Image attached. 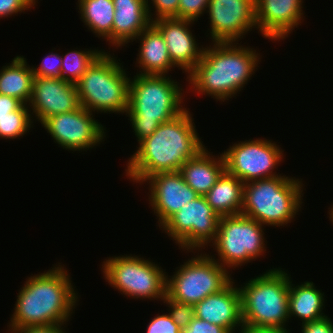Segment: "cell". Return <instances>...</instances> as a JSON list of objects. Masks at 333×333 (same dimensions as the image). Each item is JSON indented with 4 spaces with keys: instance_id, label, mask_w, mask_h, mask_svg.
Listing matches in <instances>:
<instances>
[{
    "instance_id": "6da1fadb",
    "label": "cell",
    "mask_w": 333,
    "mask_h": 333,
    "mask_svg": "<svg viewBox=\"0 0 333 333\" xmlns=\"http://www.w3.org/2000/svg\"><path fill=\"white\" fill-rule=\"evenodd\" d=\"M192 116L186 109L140 141L127 160L125 176L136 184H146L144 181L156 173L179 171L186 161L207 147L198 136Z\"/></svg>"
},
{
    "instance_id": "7a4b0ae2",
    "label": "cell",
    "mask_w": 333,
    "mask_h": 333,
    "mask_svg": "<svg viewBox=\"0 0 333 333\" xmlns=\"http://www.w3.org/2000/svg\"><path fill=\"white\" fill-rule=\"evenodd\" d=\"M60 264L26 279L17 294L8 330L67 324L71 319L79 297L67 268Z\"/></svg>"
},
{
    "instance_id": "3957f363",
    "label": "cell",
    "mask_w": 333,
    "mask_h": 333,
    "mask_svg": "<svg viewBox=\"0 0 333 333\" xmlns=\"http://www.w3.org/2000/svg\"><path fill=\"white\" fill-rule=\"evenodd\" d=\"M256 52L238 42L211 43L204 47L201 60L186 76L189 90L211 96L217 102L235 97L259 67L262 56Z\"/></svg>"
},
{
    "instance_id": "277c9868",
    "label": "cell",
    "mask_w": 333,
    "mask_h": 333,
    "mask_svg": "<svg viewBox=\"0 0 333 333\" xmlns=\"http://www.w3.org/2000/svg\"><path fill=\"white\" fill-rule=\"evenodd\" d=\"M167 75H134L129 84V117L139 143L150 136L161 123L176 118L187 108L183 106L184 89ZM183 92V93H182Z\"/></svg>"
},
{
    "instance_id": "5b68a950",
    "label": "cell",
    "mask_w": 333,
    "mask_h": 333,
    "mask_svg": "<svg viewBox=\"0 0 333 333\" xmlns=\"http://www.w3.org/2000/svg\"><path fill=\"white\" fill-rule=\"evenodd\" d=\"M303 186L302 179L286 175L244 183L241 214L264 226H287L301 211Z\"/></svg>"
},
{
    "instance_id": "8992f818",
    "label": "cell",
    "mask_w": 333,
    "mask_h": 333,
    "mask_svg": "<svg viewBox=\"0 0 333 333\" xmlns=\"http://www.w3.org/2000/svg\"><path fill=\"white\" fill-rule=\"evenodd\" d=\"M266 270L238 287L244 326L286 329L289 322V272Z\"/></svg>"
},
{
    "instance_id": "52a82bcc",
    "label": "cell",
    "mask_w": 333,
    "mask_h": 333,
    "mask_svg": "<svg viewBox=\"0 0 333 333\" xmlns=\"http://www.w3.org/2000/svg\"><path fill=\"white\" fill-rule=\"evenodd\" d=\"M121 65L114 53L104 51L75 83L80 106L96 114H125L131 77Z\"/></svg>"
},
{
    "instance_id": "ba28073f",
    "label": "cell",
    "mask_w": 333,
    "mask_h": 333,
    "mask_svg": "<svg viewBox=\"0 0 333 333\" xmlns=\"http://www.w3.org/2000/svg\"><path fill=\"white\" fill-rule=\"evenodd\" d=\"M137 255L105 259L101 271L108 284L124 297L162 301L166 297L167 272L159 264Z\"/></svg>"
},
{
    "instance_id": "9c48e42d",
    "label": "cell",
    "mask_w": 333,
    "mask_h": 333,
    "mask_svg": "<svg viewBox=\"0 0 333 333\" xmlns=\"http://www.w3.org/2000/svg\"><path fill=\"white\" fill-rule=\"evenodd\" d=\"M263 227L243 214L222 216L215 241L210 245L218 258L210 256L228 271L255 261L265 254L267 248Z\"/></svg>"
},
{
    "instance_id": "30bf717a",
    "label": "cell",
    "mask_w": 333,
    "mask_h": 333,
    "mask_svg": "<svg viewBox=\"0 0 333 333\" xmlns=\"http://www.w3.org/2000/svg\"><path fill=\"white\" fill-rule=\"evenodd\" d=\"M192 253L194 256L177 267L173 276L167 273L166 295L177 302L195 306L208 295L225 288L233 277L209 254L200 251L197 255L196 251Z\"/></svg>"
},
{
    "instance_id": "8fae6325",
    "label": "cell",
    "mask_w": 333,
    "mask_h": 333,
    "mask_svg": "<svg viewBox=\"0 0 333 333\" xmlns=\"http://www.w3.org/2000/svg\"><path fill=\"white\" fill-rule=\"evenodd\" d=\"M220 218L205 197L198 196L184 204L160 228L182 251H202L215 241Z\"/></svg>"
},
{
    "instance_id": "7c38bea8",
    "label": "cell",
    "mask_w": 333,
    "mask_h": 333,
    "mask_svg": "<svg viewBox=\"0 0 333 333\" xmlns=\"http://www.w3.org/2000/svg\"><path fill=\"white\" fill-rule=\"evenodd\" d=\"M284 150L271 140L256 138L234 143L222 152L225 170L243 183L280 176L274 171L284 159Z\"/></svg>"
},
{
    "instance_id": "4fadbf2b",
    "label": "cell",
    "mask_w": 333,
    "mask_h": 333,
    "mask_svg": "<svg viewBox=\"0 0 333 333\" xmlns=\"http://www.w3.org/2000/svg\"><path fill=\"white\" fill-rule=\"evenodd\" d=\"M95 115L84 107L53 115L41 126L59 146L67 151H87L100 145L106 138V128L96 120Z\"/></svg>"
},
{
    "instance_id": "5bb4252c",
    "label": "cell",
    "mask_w": 333,
    "mask_h": 333,
    "mask_svg": "<svg viewBox=\"0 0 333 333\" xmlns=\"http://www.w3.org/2000/svg\"><path fill=\"white\" fill-rule=\"evenodd\" d=\"M206 13L212 43L239 42L257 29L255 0H209Z\"/></svg>"
},
{
    "instance_id": "9a60e30c",
    "label": "cell",
    "mask_w": 333,
    "mask_h": 333,
    "mask_svg": "<svg viewBox=\"0 0 333 333\" xmlns=\"http://www.w3.org/2000/svg\"><path fill=\"white\" fill-rule=\"evenodd\" d=\"M144 182L150 184L148 200L158 218L159 229L184 204L199 196L187 185L179 171L156 173Z\"/></svg>"
},
{
    "instance_id": "2e32d148",
    "label": "cell",
    "mask_w": 333,
    "mask_h": 333,
    "mask_svg": "<svg viewBox=\"0 0 333 333\" xmlns=\"http://www.w3.org/2000/svg\"><path fill=\"white\" fill-rule=\"evenodd\" d=\"M28 106L38 122L80 107L76 84L49 77H34Z\"/></svg>"
},
{
    "instance_id": "e0dca14e",
    "label": "cell",
    "mask_w": 333,
    "mask_h": 333,
    "mask_svg": "<svg viewBox=\"0 0 333 333\" xmlns=\"http://www.w3.org/2000/svg\"><path fill=\"white\" fill-rule=\"evenodd\" d=\"M303 0H255V21L263 38L286 39L303 18Z\"/></svg>"
},
{
    "instance_id": "ac0fdd59",
    "label": "cell",
    "mask_w": 333,
    "mask_h": 333,
    "mask_svg": "<svg viewBox=\"0 0 333 333\" xmlns=\"http://www.w3.org/2000/svg\"><path fill=\"white\" fill-rule=\"evenodd\" d=\"M152 24L163 36L172 63L188 75L201 60L204 49L190 30L194 21L171 17L156 19Z\"/></svg>"
},
{
    "instance_id": "d6986e66",
    "label": "cell",
    "mask_w": 333,
    "mask_h": 333,
    "mask_svg": "<svg viewBox=\"0 0 333 333\" xmlns=\"http://www.w3.org/2000/svg\"><path fill=\"white\" fill-rule=\"evenodd\" d=\"M234 281L233 279L221 291L208 295L198 302L195 305V317L224 327L229 333H236V330L240 333L244 327L241 295Z\"/></svg>"
},
{
    "instance_id": "ffe728a7",
    "label": "cell",
    "mask_w": 333,
    "mask_h": 333,
    "mask_svg": "<svg viewBox=\"0 0 333 333\" xmlns=\"http://www.w3.org/2000/svg\"><path fill=\"white\" fill-rule=\"evenodd\" d=\"M114 21L112 25V47H124L135 40L151 23L147 0H112Z\"/></svg>"
},
{
    "instance_id": "44dd1931",
    "label": "cell",
    "mask_w": 333,
    "mask_h": 333,
    "mask_svg": "<svg viewBox=\"0 0 333 333\" xmlns=\"http://www.w3.org/2000/svg\"><path fill=\"white\" fill-rule=\"evenodd\" d=\"M140 41L136 67L140 75H169L176 66L168 54L166 43L160 31L151 23L133 41ZM141 67V68H140ZM142 69V70H141Z\"/></svg>"
},
{
    "instance_id": "7402d4cb",
    "label": "cell",
    "mask_w": 333,
    "mask_h": 333,
    "mask_svg": "<svg viewBox=\"0 0 333 333\" xmlns=\"http://www.w3.org/2000/svg\"><path fill=\"white\" fill-rule=\"evenodd\" d=\"M207 149L203 148L194 158L186 161L179 170L187 185L199 196H205L225 171L223 154L215 156Z\"/></svg>"
},
{
    "instance_id": "603a6c76",
    "label": "cell",
    "mask_w": 333,
    "mask_h": 333,
    "mask_svg": "<svg viewBox=\"0 0 333 333\" xmlns=\"http://www.w3.org/2000/svg\"><path fill=\"white\" fill-rule=\"evenodd\" d=\"M291 279L289 274V319L297 317L302 323H305L327 316L323 313L324 292L322 293V290L315 287L312 281L296 285L292 283Z\"/></svg>"
},
{
    "instance_id": "cb8c5ba5",
    "label": "cell",
    "mask_w": 333,
    "mask_h": 333,
    "mask_svg": "<svg viewBox=\"0 0 333 333\" xmlns=\"http://www.w3.org/2000/svg\"><path fill=\"white\" fill-rule=\"evenodd\" d=\"M244 183L226 170L204 196L207 203L220 216L241 214Z\"/></svg>"
},
{
    "instance_id": "d4e9b609",
    "label": "cell",
    "mask_w": 333,
    "mask_h": 333,
    "mask_svg": "<svg viewBox=\"0 0 333 333\" xmlns=\"http://www.w3.org/2000/svg\"><path fill=\"white\" fill-rule=\"evenodd\" d=\"M10 62L0 70V94L17 98L28 105L34 80L31 66L22 55Z\"/></svg>"
},
{
    "instance_id": "484cf974",
    "label": "cell",
    "mask_w": 333,
    "mask_h": 333,
    "mask_svg": "<svg viewBox=\"0 0 333 333\" xmlns=\"http://www.w3.org/2000/svg\"><path fill=\"white\" fill-rule=\"evenodd\" d=\"M80 19L89 31L112 44V25L114 21V4L112 0H78Z\"/></svg>"
},
{
    "instance_id": "4316f807",
    "label": "cell",
    "mask_w": 333,
    "mask_h": 333,
    "mask_svg": "<svg viewBox=\"0 0 333 333\" xmlns=\"http://www.w3.org/2000/svg\"><path fill=\"white\" fill-rule=\"evenodd\" d=\"M105 50L87 49L85 50H70L65 55H61V76L63 80L71 83H76L87 69L94 63V61Z\"/></svg>"
},
{
    "instance_id": "83f0119b",
    "label": "cell",
    "mask_w": 333,
    "mask_h": 333,
    "mask_svg": "<svg viewBox=\"0 0 333 333\" xmlns=\"http://www.w3.org/2000/svg\"><path fill=\"white\" fill-rule=\"evenodd\" d=\"M28 105L23 104L18 110L9 113V116L0 120L1 139H20L33 128L34 117Z\"/></svg>"
},
{
    "instance_id": "f1b7e54d",
    "label": "cell",
    "mask_w": 333,
    "mask_h": 333,
    "mask_svg": "<svg viewBox=\"0 0 333 333\" xmlns=\"http://www.w3.org/2000/svg\"><path fill=\"white\" fill-rule=\"evenodd\" d=\"M162 302L169 308L168 312L174 323L184 330L195 317V306L187 303L177 302L167 295Z\"/></svg>"
},
{
    "instance_id": "f546056e",
    "label": "cell",
    "mask_w": 333,
    "mask_h": 333,
    "mask_svg": "<svg viewBox=\"0 0 333 333\" xmlns=\"http://www.w3.org/2000/svg\"><path fill=\"white\" fill-rule=\"evenodd\" d=\"M42 62L37 66H31L34 77H49L54 79H61V64L62 58L58 53L52 52L42 58Z\"/></svg>"
},
{
    "instance_id": "4dcf8cb0",
    "label": "cell",
    "mask_w": 333,
    "mask_h": 333,
    "mask_svg": "<svg viewBox=\"0 0 333 333\" xmlns=\"http://www.w3.org/2000/svg\"><path fill=\"white\" fill-rule=\"evenodd\" d=\"M209 0H179L178 18L198 21L207 12Z\"/></svg>"
},
{
    "instance_id": "1f68e13d",
    "label": "cell",
    "mask_w": 333,
    "mask_h": 333,
    "mask_svg": "<svg viewBox=\"0 0 333 333\" xmlns=\"http://www.w3.org/2000/svg\"><path fill=\"white\" fill-rule=\"evenodd\" d=\"M151 1L147 0V8L151 21H154L159 18H171V17L178 18L179 0H151ZM151 4L152 6H150ZM151 7L152 8L154 7L153 8L155 9L154 13L151 12L152 11Z\"/></svg>"
},
{
    "instance_id": "d6a6232c",
    "label": "cell",
    "mask_w": 333,
    "mask_h": 333,
    "mask_svg": "<svg viewBox=\"0 0 333 333\" xmlns=\"http://www.w3.org/2000/svg\"><path fill=\"white\" fill-rule=\"evenodd\" d=\"M146 327V333H182L168 312L162 315L157 314Z\"/></svg>"
},
{
    "instance_id": "836d02e7",
    "label": "cell",
    "mask_w": 333,
    "mask_h": 333,
    "mask_svg": "<svg viewBox=\"0 0 333 333\" xmlns=\"http://www.w3.org/2000/svg\"><path fill=\"white\" fill-rule=\"evenodd\" d=\"M34 6L31 0H0V18L15 16L25 11L28 12Z\"/></svg>"
},
{
    "instance_id": "e575fe53",
    "label": "cell",
    "mask_w": 333,
    "mask_h": 333,
    "mask_svg": "<svg viewBox=\"0 0 333 333\" xmlns=\"http://www.w3.org/2000/svg\"><path fill=\"white\" fill-rule=\"evenodd\" d=\"M182 333H229L224 327L194 317Z\"/></svg>"
},
{
    "instance_id": "d590c367",
    "label": "cell",
    "mask_w": 333,
    "mask_h": 333,
    "mask_svg": "<svg viewBox=\"0 0 333 333\" xmlns=\"http://www.w3.org/2000/svg\"><path fill=\"white\" fill-rule=\"evenodd\" d=\"M333 321L328 316L321 319L301 323L302 333H333Z\"/></svg>"
},
{
    "instance_id": "8d00e7d4",
    "label": "cell",
    "mask_w": 333,
    "mask_h": 333,
    "mask_svg": "<svg viewBox=\"0 0 333 333\" xmlns=\"http://www.w3.org/2000/svg\"><path fill=\"white\" fill-rule=\"evenodd\" d=\"M66 324H53L44 326H29L17 330H9L10 333H67L64 326ZM64 326V327H62ZM9 333V332H8Z\"/></svg>"
},
{
    "instance_id": "74e56055",
    "label": "cell",
    "mask_w": 333,
    "mask_h": 333,
    "mask_svg": "<svg viewBox=\"0 0 333 333\" xmlns=\"http://www.w3.org/2000/svg\"><path fill=\"white\" fill-rule=\"evenodd\" d=\"M23 103L17 98L0 94V120L9 116L12 111L18 110Z\"/></svg>"
},
{
    "instance_id": "f35d334b",
    "label": "cell",
    "mask_w": 333,
    "mask_h": 333,
    "mask_svg": "<svg viewBox=\"0 0 333 333\" xmlns=\"http://www.w3.org/2000/svg\"><path fill=\"white\" fill-rule=\"evenodd\" d=\"M240 333H290L288 329H282L278 327H253L244 326Z\"/></svg>"
},
{
    "instance_id": "ab89813d",
    "label": "cell",
    "mask_w": 333,
    "mask_h": 333,
    "mask_svg": "<svg viewBox=\"0 0 333 333\" xmlns=\"http://www.w3.org/2000/svg\"><path fill=\"white\" fill-rule=\"evenodd\" d=\"M328 209H330L329 211H328V214L330 215L329 216V219H330V221L332 222V224H333V205H331V207L330 208H328Z\"/></svg>"
},
{
    "instance_id": "60d3db41",
    "label": "cell",
    "mask_w": 333,
    "mask_h": 333,
    "mask_svg": "<svg viewBox=\"0 0 333 333\" xmlns=\"http://www.w3.org/2000/svg\"><path fill=\"white\" fill-rule=\"evenodd\" d=\"M33 2V4L36 6V2H38V0H31Z\"/></svg>"
}]
</instances>
